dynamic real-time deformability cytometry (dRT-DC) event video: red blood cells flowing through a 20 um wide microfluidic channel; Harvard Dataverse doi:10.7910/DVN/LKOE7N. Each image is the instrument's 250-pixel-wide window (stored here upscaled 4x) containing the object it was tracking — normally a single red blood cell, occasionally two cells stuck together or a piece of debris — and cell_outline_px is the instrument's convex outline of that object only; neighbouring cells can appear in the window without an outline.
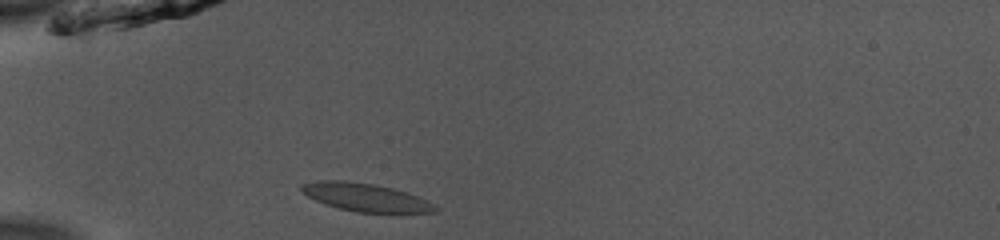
{"species": "common noctule bat (a hibernating species)", "species_latin": "Nyctalus noctula", "temperature_condition": "room temperature", "stored_images_in_passage": 37, "camera_frame_rate_fps": 3000, "um_per_image_px": 0.085, "animal": {"sex": "male", "body_mass_g": 13.0, "forearm_length_mm": 53.1}, "frame": {"image": 1, "passage_image": 1, "time_ms": 0.0, "image_size_px": [1000, 240], "cell_outline_px": [[440, 208], [436, 212], [356, 212], [324, 204], [308, 196], [300, 188], [300, 184], [320, 180], [344, 180], [376, 184], [392, 188], [428, 200], [436, 204]], "centroid_in_image_um": [31.08, 16.76], "position_along_channel_um": 53.9, "area_um2": 21.73}}
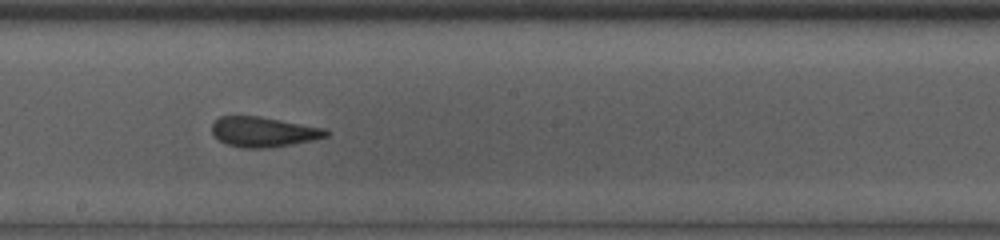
{"frame": {"image": 2, "passage_image": 15, "time_ms": 4.667, "image_size_px": [1000, 240], "cell_outline_px": [[332, 132], [328, 136], [312, 140], [292, 144], [268, 148], [240, 148], [228, 144], [220, 140], [212, 132], [212, 124], [220, 116], [260, 116], [328, 128]], "centroid_in_image_um": [22.46, 11.2], "position_along_channel_um": 225.7, "area_um2": 20.17}}
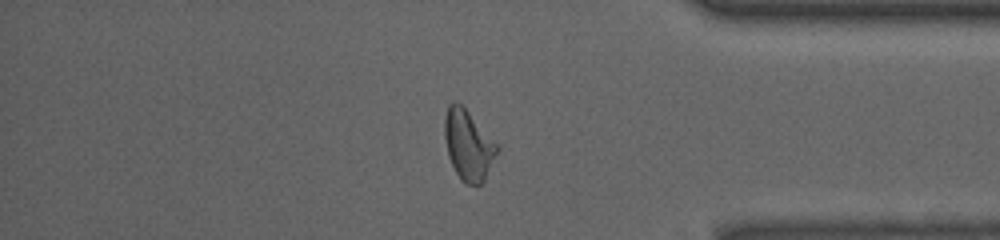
{"frame": {"image": 3, "passage_image": 29, "time_ms": 9.333, "image_size_px": [1000, 240], "cell_outline_px": [[500, 148], [484, 180], [480, 184], [464, 184], [460, 180], [448, 156], [444, 136], [444, 116], [448, 104], [452, 100], [456, 100], [468, 112]], "centroid_in_image_um": [39.77, 12.32], "position_along_channel_um": 395.4, "area_um2": 21.27}, "authors_computed_cell_mechanics": {"area_um2": 20.6924, "velocity_mm_per_s": 3.9497, "shape_relaxation_time_tau1_ms": 5.3939, "shape_relaxation_time_tau2_ms": 0.7469, "deformation_change_tau1": 0.1896, "deformation_change_tau2": 0.0891}}